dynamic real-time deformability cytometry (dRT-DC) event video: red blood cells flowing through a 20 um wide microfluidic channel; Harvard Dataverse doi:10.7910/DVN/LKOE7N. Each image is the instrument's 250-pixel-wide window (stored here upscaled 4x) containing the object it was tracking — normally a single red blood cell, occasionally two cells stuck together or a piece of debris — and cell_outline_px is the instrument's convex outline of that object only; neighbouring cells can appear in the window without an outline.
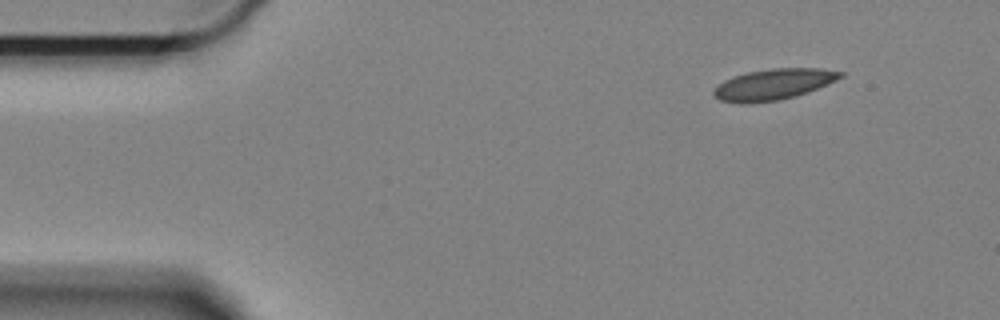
{"species": "Egyptian fruit bat (a non-hibernating species)", "species_latin": "Rousettus aegyptiacus", "temperature_condition": "cold", "stored_images_in_passage": 55, "camera_frame_rate_fps": 3000, "um_per_image_px": 0.085, "animal": {"sex": "female"}, "frame": {"image": 1, "passage_image": 1, "time_ms": 0.0, "image_size_px": [1000, 320], "cell_outline_px": [[844, 76], [828, 84], [808, 92], [796, 96], [776, 100], [748, 104], [740, 104], [720, 100], [712, 92], [724, 80], [732, 76], [748, 72], [772, 68], [820, 68], [844, 72]], "centroid_in_image_um": [65.76, 7.17], "position_along_channel_um": 19.2, "area_um2": 22.83}}
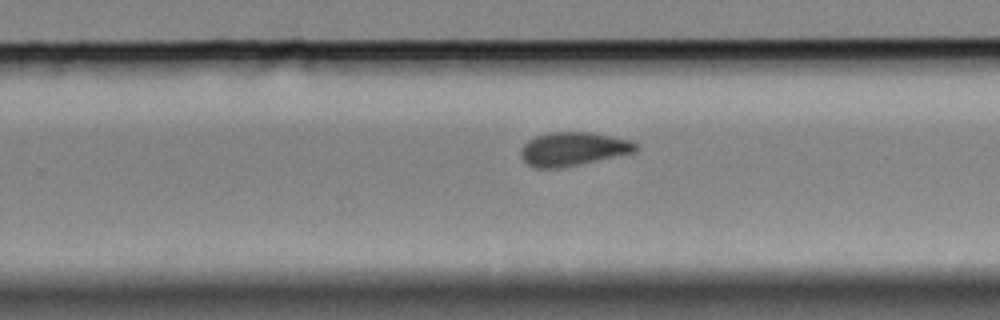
{"frame": {"image": 2, "passage_image": 32, "time_ms": 10.333, "image_size_px": [1000, 320], "cell_outline_px": [[640, 148], [636, 152], [580, 164], [560, 168], [532, 168], [520, 156], [520, 152], [524, 144], [528, 140], [536, 136], [548, 132], [592, 132], [628, 140], [636, 144]], "centroid_in_image_um": [48.7, 12.66], "position_along_channel_um": 281.1, "area_um2": 22.54}}
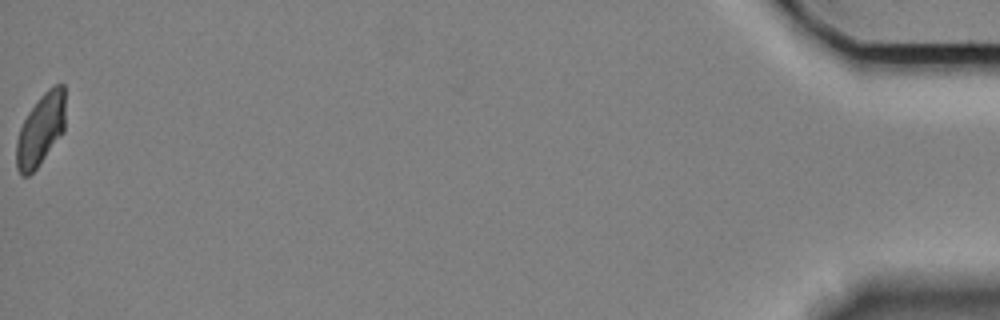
{"frame": {"image": 3, "passage_image": 55, "time_ms": 18.0, "image_size_px": [1000, 320], "cell_outline_px": [[64, 132], [36, 168], [28, 176], [20, 176], [16, 168], [16, 140], [20, 128], [28, 112], [40, 96], [48, 88], [56, 84], [64, 84]], "centroid_in_image_um": [3.44, 11.03], "position_along_channel_um": 431.8, "area_um2": 20.46}, "authors_computed_cell_mechanics": {"area_um2": 22.542, "velocity_mm_per_s": 3.2728, "shape_relaxation_time_tau1_ms": null, "shape_relaxation_time_tau2_ms": 1.379, "deformation_change_tau1": null, "deformation_change_tau2": 0.0557}}